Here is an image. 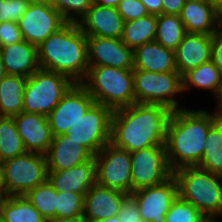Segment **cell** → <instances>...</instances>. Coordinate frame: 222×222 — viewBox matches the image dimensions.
Returning <instances> with one entry per match:
<instances>
[{
	"label": "cell",
	"instance_id": "cell-43",
	"mask_svg": "<svg viewBox=\"0 0 222 222\" xmlns=\"http://www.w3.org/2000/svg\"><path fill=\"white\" fill-rule=\"evenodd\" d=\"M50 222H88V219L82 214L75 217H67L61 219H54Z\"/></svg>",
	"mask_w": 222,
	"mask_h": 222
},
{
	"label": "cell",
	"instance_id": "cell-47",
	"mask_svg": "<svg viewBox=\"0 0 222 222\" xmlns=\"http://www.w3.org/2000/svg\"><path fill=\"white\" fill-rule=\"evenodd\" d=\"M220 218L217 216H204L200 222H220Z\"/></svg>",
	"mask_w": 222,
	"mask_h": 222
},
{
	"label": "cell",
	"instance_id": "cell-9",
	"mask_svg": "<svg viewBox=\"0 0 222 222\" xmlns=\"http://www.w3.org/2000/svg\"><path fill=\"white\" fill-rule=\"evenodd\" d=\"M112 114L111 108L94 103L65 134L95 156L110 142Z\"/></svg>",
	"mask_w": 222,
	"mask_h": 222
},
{
	"label": "cell",
	"instance_id": "cell-30",
	"mask_svg": "<svg viewBox=\"0 0 222 222\" xmlns=\"http://www.w3.org/2000/svg\"><path fill=\"white\" fill-rule=\"evenodd\" d=\"M186 34L184 24L178 15H157L155 41L165 48L175 50Z\"/></svg>",
	"mask_w": 222,
	"mask_h": 222
},
{
	"label": "cell",
	"instance_id": "cell-40",
	"mask_svg": "<svg viewBox=\"0 0 222 222\" xmlns=\"http://www.w3.org/2000/svg\"><path fill=\"white\" fill-rule=\"evenodd\" d=\"M211 61L222 73V25L219 27L218 31L212 35Z\"/></svg>",
	"mask_w": 222,
	"mask_h": 222
},
{
	"label": "cell",
	"instance_id": "cell-28",
	"mask_svg": "<svg viewBox=\"0 0 222 222\" xmlns=\"http://www.w3.org/2000/svg\"><path fill=\"white\" fill-rule=\"evenodd\" d=\"M157 15L125 21L121 41L133 51L141 45L155 40Z\"/></svg>",
	"mask_w": 222,
	"mask_h": 222
},
{
	"label": "cell",
	"instance_id": "cell-6",
	"mask_svg": "<svg viewBox=\"0 0 222 222\" xmlns=\"http://www.w3.org/2000/svg\"><path fill=\"white\" fill-rule=\"evenodd\" d=\"M74 83L65 75L38 69L27 78L23 112L48 115Z\"/></svg>",
	"mask_w": 222,
	"mask_h": 222
},
{
	"label": "cell",
	"instance_id": "cell-22",
	"mask_svg": "<svg viewBox=\"0 0 222 222\" xmlns=\"http://www.w3.org/2000/svg\"><path fill=\"white\" fill-rule=\"evenodd\" d=\"M0 56L7 75L28 78L40 69L38 46L26 40L0 47Z\"/></svg>",
	"mask_w": 222,
	"mask_h": 222
},
{
	"label": "cell",
	"instance_id": "cell-12",
	"mask_svg": "<svg viewBox=\"0 0 222 222\" xmlns=\"http://www.w3.org/2000/svg\"><path fill=\"white\" fill-rule=\"evenodd\" d=\"M66 23L51 3L34 0L18 21L23 40L36 46Z\"/></svg>",
	"mask_w": 222,
	"mask_h": 222
},
{
	"label": "cell",
	"instance_id": "cell-1",
	"mask_svg": "<svg viewBox=\"0 0 222 222\" xmlns=\"http://www.w3.org/2000/svg\"><path fill=\"white\" fill-rule=\"evenodd\" d=\"M172 110L159 104L135 103L113 111L110 143L129 153L165 145Z\"/></svg>",
	"mask_w": 222,
	"mask_h": 222
},
{
	"label": "cell",
	"instance_id": "cell-16",
	"mask_svg": "<svg viewBox=\"0 0 222 222\" xmlns=\"http://www.w3.org/2000/svg\"><path fill=\"white\" fill-rule=\"evenodd\" d=\"M13 118L26 151L46 155L54 137L48 117L21 112Z\"/></svg>",
	"mask_w": 222,
	"mask_h": 222
},
{
	"label": "cell",
	"instance_id": "cell-29",
	"mask_svg": "<svg viewBox=\"0 0 222 222\" xmlns=\"http://www.w3.org/2000/svg\"><path fill=\"white\" fill-rule=\"evenodd\" d=\"M205 142L197 167L222 175V116L209 128Z\"/></svg>",
	"mask_w": 222,
	"mask_h": 222
},
{
	"label": "cell",
	"instance_id": "cell-44",
	"mask_svg": "<svg viewBox=\"0 0 222 222\" xmlns=\"http://www.w3.org/2000/svg\"><path fill=\"white\" fill-rule=\"evenodd\" d=\"M120 2L121 0H93V3L95 5L114 7V8H116Z\"/></svg>",
	"mask_w": 222,
	"mask_h": 222
},
{
	"label": "cell",
	"instance_id": "cell-2",
	"mask_svg": "<svg viewBox=\"0 0 222 222\" xmlns=\"http://www.w3.org/2000/svg\"><path fill=\"white\" fill-rule=\"evenodd\" d=\"M222 116V110L178 109L172 112L165 143L170 169L197 166L203 156L209 128Z\"/></svg>",
	"mask_w": 222,
	"mask_h": 222
},
{
	"label": "cell",
	"instance_id": "cell-38",
	"mask_svg": "<svg viewBox=\"0 0 222 222\" xmlns=\"http://www.w3.org/2000/svg\"><path fill=\"white\" fill-rule=\"evenodd\" d=\"M118 217L120 222H142L136 199L132 194L123 198Z\"/></svg>",
	"mask_w": 222,
	"mask_h": 222
},
{
	"label": "cell",
	"instance_id": "cell-32",
	"mask_svg": "<svg viewBox=\"0 0 222 222\" xmlns=\"http://www.w3.org/2000/svg\"><path fill=\"white\" fill-rule=\"evenodd\" d=\"M56 195L57 191L47 180L28 191L24 196L40 212L42 217L50 222L55 219Z\"/></svg>",
	"mask_w": 222,
	"mask_h": 222
},
{
	"label": "cell",
	"instance_id": "cell-10",
	"mask_svg": "<svg viewBox=\"0 0 222 222\" xmlns=\"http://www.w3.org/2000/svg\"><path fill=\"white\" fill-rule=\"evenodd\" d=\"M131 193L165 182L173 175L165 145H153L130 153Z\"/></svg>",
	"mask_w": 222,
	"mask_h": 222
},
{
	"label": "cell",
	"instance_id": "cell-4",
	"mask_svg": "<svg viewBox=\"0 0 222 222\" xmlns=\"http://www.w3.org/2000/svg\"><path fill=\"white\" fill-rule=\"evenodd\" d=\"M178 182V195L204 216L222 218V175L197 166H184L173 172Z\"/></svg>",
	"mask_w": 222,
	"mask_h": 222
},
{
	"label": "cell",
	"instance_id": "cell-23",
	"mask_svg": "<svg viewBox=\"0 0 222 222\" xmlns=\"http://www.w3.org/2000/svg\"><path fill=\"white\" fill-rule=\"evenodd\" d=\"M93 155L82 145H76L68 135L60 134L53 141L46 154L48 171L69 169L90 160Z\"/></svg>",
	"mask_w": 222,
	"mask_h": 222
},
{
	"label": "cell",
	"instance_id": "cell-50",
	"mask_svg": "<svg viewBox=\"0 0 222 222\" xmlns=\"http://www.w3.org/2000/svg\"><path fill=\"white\" fill-rule=\"evenodd\" d=\"M218 17H219V21L222 25V6L218 9Z\"/></svg>",
	"mask_w": 222,
	"mask_h": 222
},
{
	"label": "cell",
	"instance_id": "cell-8",
	"mask_svg": "<svg viewBox=\"0 0 222 222\" xmlns=\"http://www.w3.org/2000/svg\"><path fill=\"white\" fill-rule=\"evenodd\" d=\"M1 164L7 196H24L28 191L47 181L46 155L25 152Z\"/></svg>",
	"mask_w": 222,
	"mask_h": 222
},
{
	"label": "cell",
	"instance_id": "cell-49",
	"mask_svg": "<svg viewBox=\"0 0 222 222\" xmlns=\"http://www.w3.org/2000/svg\"><path fill=\"white\" fill-rule=\"evenodd\" d=\"M6 75H7V73L4 68V63L2 62V58L0 56V80Z\"/></svg>",
	"mask_w": 222,
	"mask_h": 222
},
{
	"label": "cell",
	"instance_id": "cell-31",
	"mask_svg": "<svg viewBox=\"0 0 222 222\" xmlns=\"http://www.w3.org/2000/svg\"><path fill=\"white\" fill-rule=\"evenodd\" d=\"M25 152L27 151L17 131L14 118L0 116V162Z\"/></svg>",
	"mask_w": 222,
	"mask_h": 222
},
{
	"label": "cell",
	"instance_id": "cell-25",
	"mask_svg": "<svg viewBox=\"0 0 222 222\" xmlns=\"http://www.w3.org/2000/svg\"><path fill=\"white\" fill-rule=\"evenodd\" d=\"M192 87L210 90L217 106L222 99V73L212 61L201 64L182 76V92L190 91Z\"/></svg>",
	"mask_w": 222,
	"mask_h": 222
},
{
	"label": "cell",
	"instance_id": "cell-13",
	"mask_svg": "<svg viewBox=\"0 0 222 222\" xmlns=\"http://www.w3.org/2000/svg\"><path fill=\"white\" fill-rule=\"evenodd\" d=\"M95 103L81 83H74L47 115L53 136L65 134Z\"/></svg>",
	"mask_w": 222,
	"mask_h": 222
},
{
	"label": "cell",
	"instance_id": "cell-21",
	"mask_svg": "<svg viewBox=\"0 0 222 222\" xmlns=\"http://www.w3.org/2000/svg\"><path fill=\"white\" fill-rule=\"evenodd\" d=\"M126 195L95 183L84 195L83 215L88 220H102L118 215Z\"/></svg>",
	"mask_w": 222,
	"mask_h": 222
},
{
	"label": "cell",
	"instance_id": "cell-7",
	"mask_svg": "<svg viewBox=\"0 0 222 222\" xmlns=\"http://www.w3.org/2000/svg\"><path fill=\"white\" fill-rule=\"evenodd\" d=\"M136 103L159 104L172 111L183 109L177 95L182 92V76L178 72L156 73L133 69Z\"/></svg>",
	"mask_w": 222,
	"mask_h": 222
},
{
	"label": "cell",
	"instance_id": "cell-14",
	"mask_svg": "<svg viewBox=\"0 0 222 222\" xmlns=\"http://www.w3.org/2000/svg\"><path fill=\"white\" fill-rule=\"evenodd\" d=\"M142 222H165V215L178 196V182L172 175L165 182L131 193Z\"/></svg>",
	"mask_w": 222,
	"mask_h": 222
},
{
	"label": "cell",
	"instance_id": "cell-37",
	"mask_svg": "<svg viewBox=\"0 0 222 222\" xmlns=\"http://www.w3.org/2000/svg\"><path fill=\"white\" fill-rule=\"evenodd\" d=\"M116 9L124 21H131L149 15L145 5L140 0H121Z\"/></svg>",
	"mask_w": 222,
	"mask_h": 222
},
{
	"label": "cell",
	"instance_id": "cell-19",
	"mask_svg": "<svg viewBox=\"0 0 222 222\" xmlns=\"http://www.w3.org/2000/svg\"><path fill=\"white\" fill-rule=\"evenodd\" d=\"M47 180L57 192L86 193L96 183L94 156L69 169L48 171Z\"/></svg>",
	"mask_w": 222,
	"mask_h": 222
},
{
	"label": "cell",
	"instance_id": "cell-33",
	"mask_svg": "<svg viewBox=\"0 0 222 222\" xmlns=\"http://www.w3.org/2000/svg\"><path fill=\"white\" fill-rule=\"evenodd\" d=\"M84 195L85 193L57 192L55 219L82 215Z\"/></svg>",
	"mask_w": 222,
	"mask_h": 222
},
{
	"label": "cell",
	"instance_id": "cell-45",
	"mask_svg": "<svg viewBox=\"0 0 222 222\" xmlns=\"http://www.w3.org/2000/svg\"><path fill=\"white\" fill-rule=\"evenodd\" d=\"M6 196L7 195H6L4 180H3V169H2V164L0 162V200L2 198H5Z\"/></svg>",
	"mask_w": 222,
	"mask_h": 222
},
{
	"label": "cell",
	"instance_id": "cell-41",
	"mask_svg": "<svg viewBox=\"0 0 222 222\" xmlns=\"http://www.w3.org/2000/svg\"><path fill=\"white\" fill-rule=\"evenodd\" d=\"M186 0H162V14L180 15Z\"/></svg>",
	"mask_w": 222,
	"mask_h": 222
},
{
	"label": "cell",
	"instance_id": "cell-35",
	"mask_svg": "<svg viewBox=\"0 0 222 222\" xmlns=\"http://www.w3.org/2000/svg\"><path fill=\"white\" fill-rule=\"evenodd\" d=\"M92 4L93 0H54L51 3L67 22H78Z\"/></svg>",
	"mask_w": 222,
	"mask_h": 222
},
{
	"label": "cell",
	"instance_id": "cell-52",
	"mask_svg": "<svg viewBox=\"0 0 222 222\" xmlns=\"http://www.w3.org/2000/svg\"><path fill=\"white\" fill-rule=\"evenodd\" d=\"M217 107H219L222 110V99L221 102L217 105Z\"/></svg>",
	"mask_w": 222,
	"mask_h": 222
},
{
	"label": "cell",
	"instance_id": "cell-46",
	"mask_svg": "<svg viewBox=\"0 0 222 222\" xmlns=\"http://www.w3.org/2000/svg\"><path fill=\"white\" fill-rule=\"evenodd\" d=\"M88 222H120V219L118 215H115V216L105 218L102 220H88Z\"/></svg>",
	"mask_w": 222,
	"mask_h": 222
},
{
	"label": "cell",
	"instance_id": "cell-11",
	"mask_svg": "<svg viewBox=\"0 0 222 222\" xmlns=\"http://www.w3.org/2000/svg\"><path fill=\"white\" fill-rule=\"evenodd\" d=\"M94 159L97 184L131 194V156L127 150L109 142Z\"/></svg>",
	"mask_w": 222,
	"mask_h": 222
},
{
	"label": "cell",
	"instance_id": "cell-17",
	"mask_svg": "<svg viewBox=\"0 0 222 222\" xmlns=\"http://www.w3.org/2000/svg\"><path fill=\"white\" fill-rule=\"evenodd\" d=\"M124 19L114 7L95 5L77 22L86 36L121 39L124 28Z\"/></svg>",
	"mask_w": 222,
	"mask_h": 222
},
{
	"label": "cell",
	"instance_id": "cell-3",
	"mask_svg": "<svg viewBox=\"0 0 222 222\" xmlns=\"http://www.w3.org/2000/svg\"><path fill=\"white\" fill-rule=\"evenodd\" d=\"M41 69L67 76L73 83H82L89 63L87 36L77 22H67L38 45Z\"/></svg>",
	"mask_w": 222,
	"mask_h": 222
},
{
	"label": "cell",
	"instance_id": "cell-15",
	"mask_svg": "<svg viewBox=\"0 0 222 222\" xmlns=\"http://www.w3.org/2000/svg\"><path fill=\"white\" fill-rule=\"evenodd\" d=\"M89 66L133 69V50L121 39L87 36Z\"/></svg>",
	"mask_w": 222,
	"mask_h": 222
},
{
	"label": "cell",
	"instance_id": "cell-51",
	"mask_svg": "<svg viewBox=\"0 0 222 222\" xmlns=\"http://www.w3.org/2000/svg\"><path fill=\"white\" fill-rule=\"evenodd\" d=\"M34 1H40V2H46V3H52L54 0H34Z\"/></svg>",
	"mask_w": 222,
	"mask_h": 222
},
{
	"label": "cell",
	"instance_id": "cell-34",
	"mask_svg": "<svg viewBox=\"0 0 222 222\" xmlns=\"http://www.w3.org/2000/svg\"><path fill=\"white\" fill-rule=\"evenodd\" d=\"M204 215L179 195L165 215V222H200Z\"/></svg>",
	"mask_w": 222,
	"mask_h": 222
},
{
	"label": "cell",
	"instance_id": "cell-27",
	"mask_svg": "<svg viewBox=\"0 0 222 222\" xmlns=\"http://www.w3.org/2000/svg\"><path fill=\"white\" fill-rule=\"evenodd\" d=\"M0 222H47L25 196L0 200Z\"/></svg>",
	"mask_w": 222,
	"mask_h": 222
},
{
	"label": "cell",
	"instance_id": "cell-20",
	"mask_svg": "<svg viewBox=\"0 0 222 222\" xmlns=\"http://www.w3.org/2000/svg\"><path fill=\"white\" fill-rule=\"evenodd\" d=\"M179 17L186 33L213 35L221 26L218 10L206 0H186Z\"/></svg>",
	"mask_w": 222,
	"mask_h": 222
},
{
	"label": "cell",
	"instance_id": "cell-42",
	"mask_svg": "<svg viewBox=\"0 0 222 222\" xmlns=\"http://www.w3.org/2000/svg\"><path fill=\"white\" fill-rule=\"evenodd\" d=\"M146 7L149 14H162V0H140Z\"/></svg>",
	"mask_w": 222,
	"mask_h": 222
},
{
	"label": "cell",
	"instance_id": "cell-26",
	"mask_svg": "<svg viewBox=\"0 0 222 222\" xmlns=\"http://www.w3.org/2000/svg\"><path fill=\"white\" fill-rule=\"evenodd\" d=\"M27 78L6 75L0 80V116L13 117L23 112V94Z\"/></svg>",
	"mask_w": 222,
	"mask_h": 222
},
{
	"label": "cell",
	"instance_id": "cell-48",
	"mask_svg": "<svg viewBox=\"0 0 222 222\" xmlns=\"http://www.w3.org/2000/svg\"><path fill=\"white\" fill-rule=\"evenodd\" d=\"M208 3L213 5L217 10L222 6V0H206Z\"/></svg>",
	"mask_w": 222,
	"mask_h": 222
},
{
	"label": "cell",
	"instance_id": "cell-5",
	"mask_svg": "<svg viewBox=\"0 0 222 222\" xmlns=\"http://www.w3.org/2000/svg\"><path fill=\"white\" fill-rule=\"evenodd\" d=\"M94 98L95 103L113 111L136 103L133 85V69L110 66H89L81 83Z\"/></svg>",
	"mask_w": 222,
	"mask_h": 222
},
{
	"label": "cell",
	"instance_id": "cell-36",
	"mask_svg": "<svg viewBox=\"0 0 222 222\" xmlns=\"http://www.w3.org/2000/svg\"><path fill=\"white\" fill-rule=\"evenodd\" d=\"M32 0H0V23L18 22Z\"/></svg>",
	"mask_w": 222,
	"mask_h": 222
},
{
	"label": "cell",
	"instance_id": "cell-39",
	"mask_svg": "<svg viewBox=\"0 0 222 222\" xmlns=\"http://www.w3.org/2000/svg\"><path fill=\"white\" fill-rule=\"evenodd\" d=\"M22 40L18 22L8 21L0 23V47L19 43Z\"/></svg>",
	"mask_w": 222,
	"mask_h": 222
},
{
	"label": "cell",
	"instance_id": "cell-18",
	"mask_svg": "<svg viewBox=\"0 0 222 222\" xmlns=\"http://www.w3.org/2000/svg\"><path fill=\"white\" fill-rule=\"evenodd\" d=\"M212 35L186 33L174 50L177 72L183 76L189 70L211 61Z\"/></svg>",
	"mask_w": 222,
	"mask_h": 222
},
{
	"label": "cell",
	"instance_id": "cell-24",
	"mask_svg": "<svg viewBox=\"0 0 222 222\" xmlns=\"http://www.w3.org/2000/svg\"><path fill=\"white\" fill-rule=\"evenodd\" d=\"M133 69L156 73L177 72L174 50L157 41L147 42L133 51Z\"/></svg>",
	"mask_w": 222,
	"mask_h": 222
}]
</instances>
